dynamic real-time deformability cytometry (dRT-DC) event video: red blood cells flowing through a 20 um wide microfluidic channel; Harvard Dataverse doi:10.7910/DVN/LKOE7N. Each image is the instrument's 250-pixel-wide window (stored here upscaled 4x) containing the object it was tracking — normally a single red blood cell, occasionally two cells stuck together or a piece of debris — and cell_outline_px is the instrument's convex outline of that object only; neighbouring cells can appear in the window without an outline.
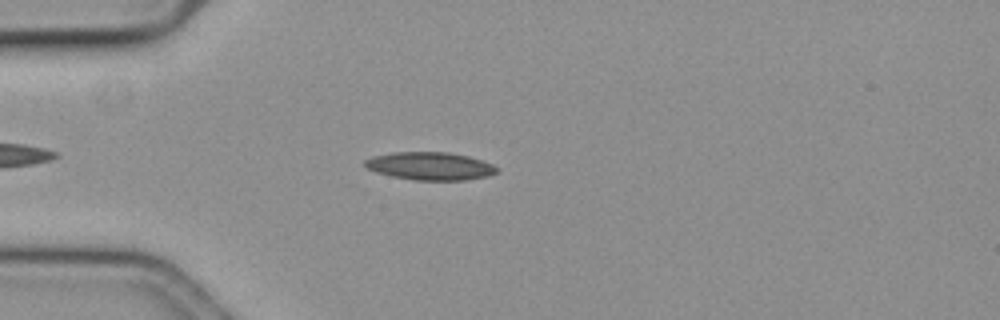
{"species": "common noctule bat (a hibernating species)", "species_latin": "Nyctalus noctula", "temperature_condition": "cold", "stored_images_in_passage": 49, "camera_frame_rate_fps": 3000, "um_per_image_px": 0.085, "animal": {"sex": "female", "body_mass_g": 19.3, "forearm_length_mm": 54.1}, "frame": {"image": 1, "passage_image": 8, "time_ms": 2.333, "image_size_px": [1000, 320], "cell_outline_px": [[496, 172], [488, 176], [468, 180], [412, 180], [392, 176], [376, 172], [368, 168], [364, 164], [364, 160], [372, 156], [392, 152], [448, 152], [468, 156], [492, 164], [496, 168]], "centroid_in_image_um": [36.53, 14.11], "position_along_channel_um": 48.5, "area_um2": 21.39}}
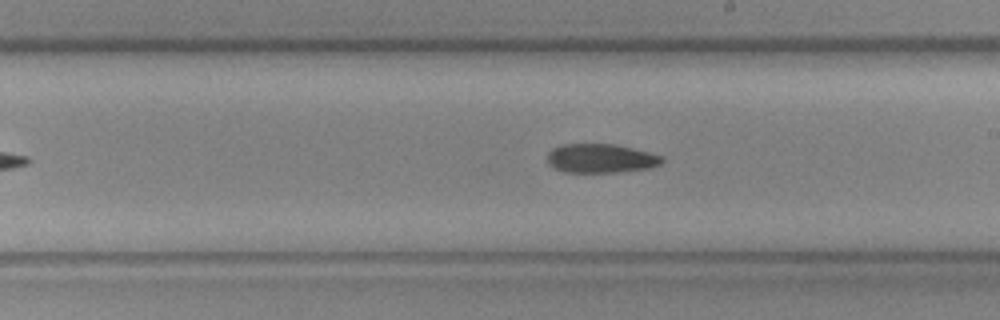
{"frame": {"image": 2, "passage_image": 25, "time_ms": 8.0, "image_size_px": [1000, 320], "cell_outline_px": [[664, 160], [660, 164], [652, 168], [624, 172], [564, 172], [548, 164], [548, 152], [552, 148], [560, 144], [616, 144], [664, 156]], "centroid_in_image_um": [51.09, 13.46], "position_along_channel_um": 237.9, "area_um2": 19.59}}
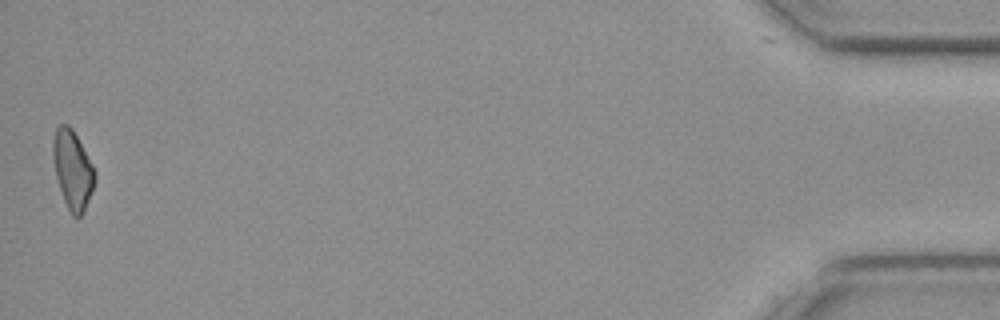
{"frame": {"image": 3, "passage_image": 49, "time_ms": 16.0, "image_size_px": [1000, 320], "cell_outline_px": [[96, 180], [88, 200], [80, 216], [72, 216], [64, 200], [56, 176], [52, 152], [52, 140], [56, 128], [60, 124], [68, 124], [72, 128], [92, 164], [96, 172]], "centroid_in_image_um": [6.16, 14.38], "position_along_channel_um": 429.0, "area_um2": 18.84}}